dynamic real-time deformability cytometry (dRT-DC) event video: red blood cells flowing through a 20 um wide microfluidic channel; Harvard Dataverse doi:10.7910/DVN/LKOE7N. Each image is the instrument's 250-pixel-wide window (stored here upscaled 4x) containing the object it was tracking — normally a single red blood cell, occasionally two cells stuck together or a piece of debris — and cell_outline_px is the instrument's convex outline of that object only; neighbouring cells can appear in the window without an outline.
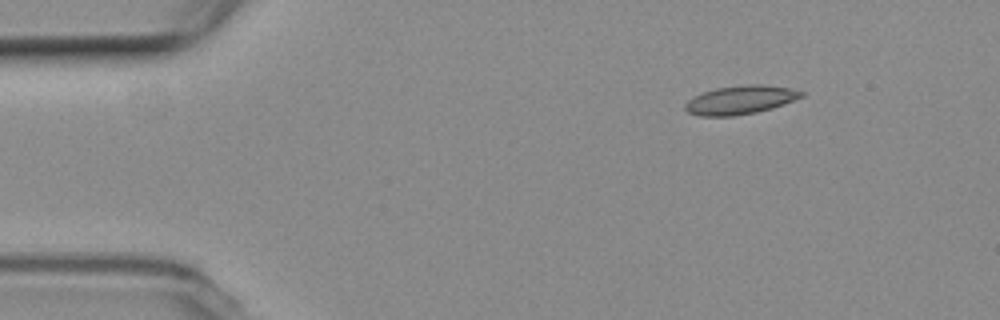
{"species": "common noctule bat (a hibernating species)", "species_latin": "Nyctalus noctula", "temperature_condition": "room temperature", "stored_images_in_passage": 50, "camera_frame_rate_fps": 3000, "um_per_image_px": 0.085, "animal": {"sex": "female", "body_mass_g": 19.3, "forearm_length_mm": 54.1}, "frame": {"image": 1, "passage_image": 1, "time_ms": 0.0, "image_size_px": [1000, 320], "cell_outline_px": [[804, 96], [784, 104], [772, 108], [756, 112], [732, 116], [700, 116], [688, 112], [684, 108], [684, 104], [692, 96], [716, 88], [748, 84], [764, 84], [792, 88], [804, 92]], "centroid_in_image_um": [62.94, 8.48], "position_along_channel_um": 22.1, "area_um2": 19.48}}
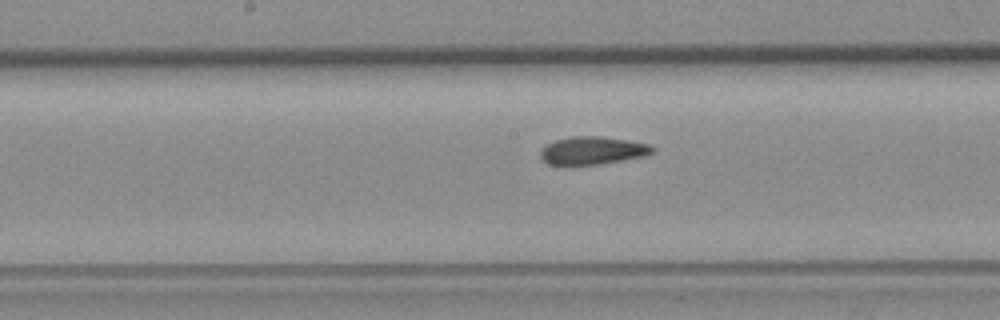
{"frame": {"image": 2, "passage_image": 22, "time_ms": 7.0, "image_size_px": [1000, 320], "cell_outline_px": [[656, 152], [644, 156], [600, 164], [548, 164], [540, 156], [540, 148], [556, 140], [572, 136], [600, 136], [628, 140], [648, 144], [656, 148]], "centroid_in_image_um": [50.4, 12.78], "position_along_channel_um": 197.8, "area_um2": 18.09}}
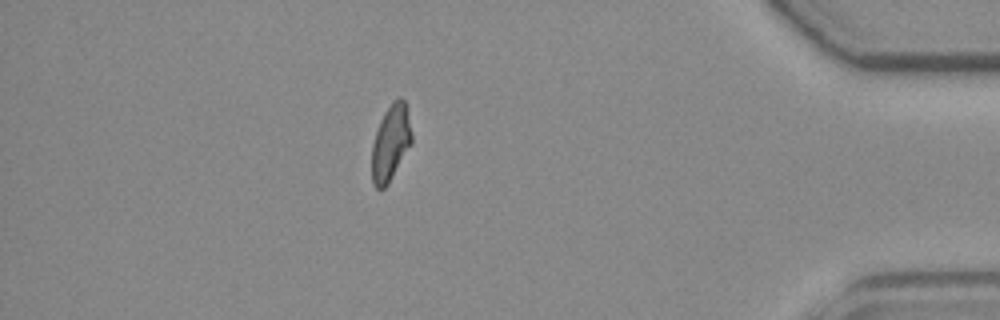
{"frame": {"image": 3, "passage_image": 43, "time_ms": 14.0, "image_size_px": [1000, 320], "cell_outline_px": [[412, 144], [388, 184], [384, 188], [376, 188], [372, 184], [372, 144], [380, 120], [384, 112], [392, 100], [396, 96], [400, 96], [404, 100], [408, 108], [412, 132]], "centroid_in_image_um": [33.23, 12.09], "position_along_channel_um": 402.0, "area_um2": 18.03}, "authors_computed_cell_mechanics": {"area_um2": 18.5827, "velocity_mm_per_s": 3.5942, "shape_relaxation_time_tau1_ms": 9.5003, "shape_relaxation_time_tau2_ms": 2.4969, "deformation_change_tau1": 0.1906, "deformation_change_tau2": 0.0964}}